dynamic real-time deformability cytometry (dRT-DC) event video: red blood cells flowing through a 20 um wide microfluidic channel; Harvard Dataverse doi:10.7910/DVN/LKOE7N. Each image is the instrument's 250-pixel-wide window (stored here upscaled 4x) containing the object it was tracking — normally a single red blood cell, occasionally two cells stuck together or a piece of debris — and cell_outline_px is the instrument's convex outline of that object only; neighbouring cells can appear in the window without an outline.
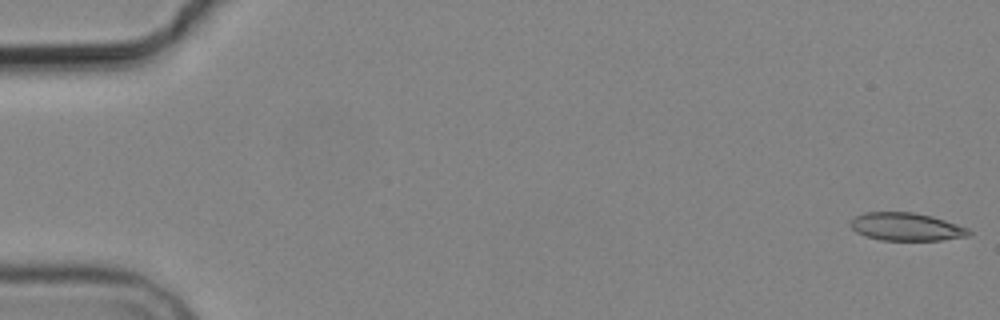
{"species": "common noctule bat (a hibernating species)", "species_latin": "Nyctalus noctula", "temperature_condition": "cold", "stored_images_in_passage": 5, "camera_frame_rate_fps": 3000, "um_per_image_px": 0.085, "animal": {"sex": "male", "body_mass_g": 19.2, "forearm_length_mm": 51.8}, "frame": {"image": 1, "passage_image": 1, "time_ms": 0.0, "image_size_px": [1000, 320], "cell_outline_px": [[972, 232], [968, 236], [940, 240], [880, 240], [864, 236], [856, 232], [848, 224], [856, 216], [864, 212], [912, 212], [932, 216], [968, 228]], "centroid_in_image_um": [77.0, 19.28], "position_along_channel_um": 8.0, "area_um2": 19.25}}